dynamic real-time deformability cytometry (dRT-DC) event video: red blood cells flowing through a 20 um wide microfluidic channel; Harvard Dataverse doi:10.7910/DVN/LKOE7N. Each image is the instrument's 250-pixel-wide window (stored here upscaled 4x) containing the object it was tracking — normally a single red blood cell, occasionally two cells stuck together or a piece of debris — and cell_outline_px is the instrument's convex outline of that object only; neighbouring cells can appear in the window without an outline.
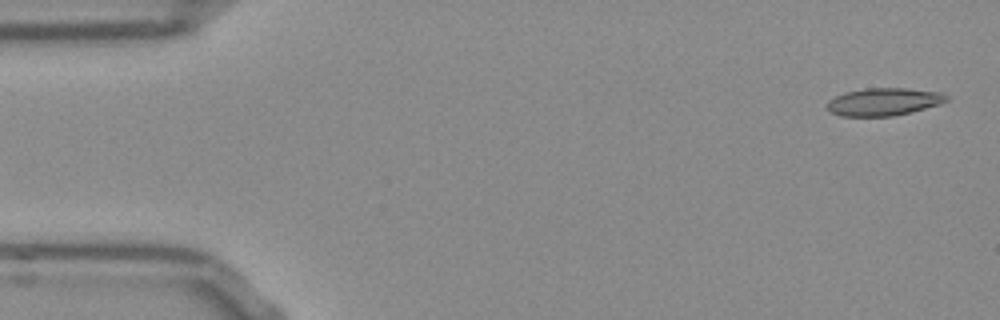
{"species": "Egyptian fruit bat (a non-hibernating species)", "species_latin": "Rousettus aegyptiacus", "temperature_condition": "room temperature", "stored_images_in_passage": 51, "camera_frame_rate_fps": 3000, "um_per_image_px": 0.085, "frame": {"image": 1, "passage_image": 1, "time_ms": 0.0, "image_size_px": [1000, 320], "cell_outline_px": [[948, 100], [940, 104], [912, 112], [892, 116], [840, 116], [828, 112], [828, 100], [844, 92], [864, 88], [908, 88], [944, 92], [948, 96]], "centroid_in_image_um": [75.14, 8.64], "position_along_channel_um": 9.9, "area_um2": 19.48}}
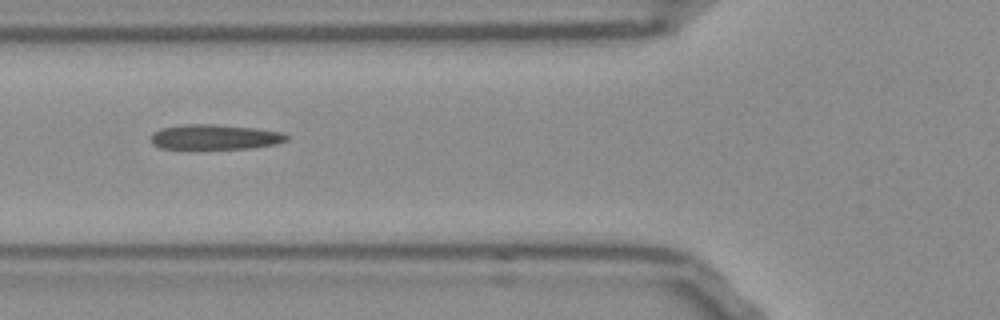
{"frame": {"image": 2, "passage_image": 18, "time_ms": 5.667, "image_size_px": [1000, 320], "cell_outline_px": [[288, 140], [276, 144], [248, 148], [188, 152], [160, 148], [152, 144], [152, 132], [160, 128], [184, 124], [212, 124], [256, 128], [284, 132], [288, 136]], "centroid_in_image_um": [18.19, 11.69], "position_along_channel_um": 107.6, "area_um2": 20.98}}
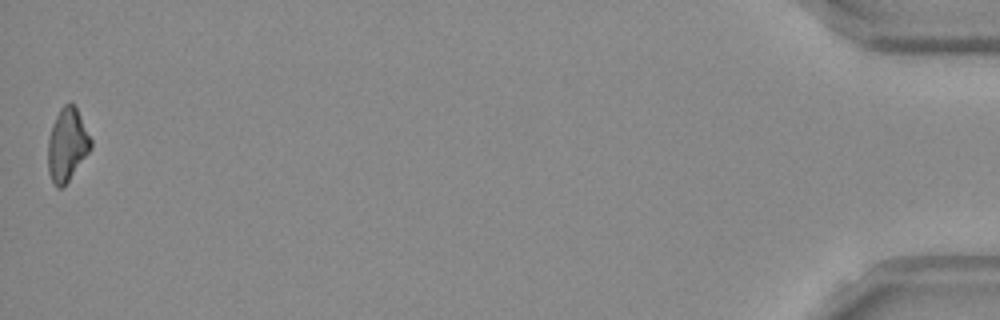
{"frame": {"image": 3, "passage_image": 51, "time_ms": 16.667, "image_size_px": [1000, 320], "cell_outline_px": [[92, 148], [68, 180], [60, 188], [56, 188], [48, 172], [48, 140], [52, 124], [60, 108], [68, 100], [76, 108], [92, 140]], "centroid_in_image_um": [5.7, 12.28], "position_along_channel_um": 429.5, "area_um2": 18.03}, "authors_computed_cell_mechanics": {"area_um2": 19.7098, "velocity_mm_per_s": 3.8423, "shape_relaxation_time_tau1_ms": null, "shape_relaxation_time_tau2_ms": 10.5081, "deformation_change_tau1": null, "deformation_change_tau2": 0.2495}}